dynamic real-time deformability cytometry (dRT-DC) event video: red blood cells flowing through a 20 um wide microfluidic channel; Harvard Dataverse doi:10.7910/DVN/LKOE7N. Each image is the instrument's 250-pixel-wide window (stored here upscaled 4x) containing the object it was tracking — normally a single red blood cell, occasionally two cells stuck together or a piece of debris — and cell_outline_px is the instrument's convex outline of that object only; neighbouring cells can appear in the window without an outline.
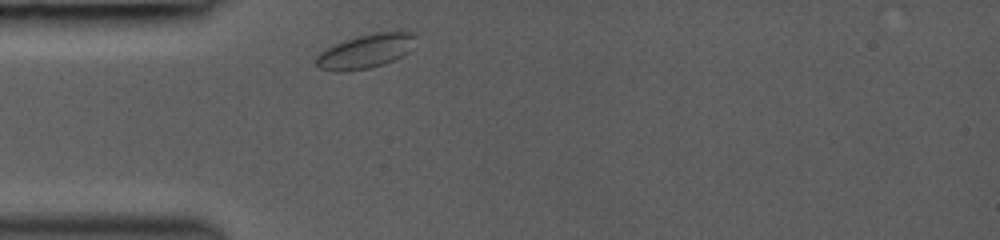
{"species": "common noctule bat (a hibernating species)", "species_latin": "Nyctalus noctula", "temperature_condition": "room temperature", "stored_images_in_passage": 5, "camera_frame_rate_fps": 3000, "um_per_image_px": 0.085, "animal": {"sex": "female", "body_mass_g": 19.0, "forearm_length_mm": 53.3}, "frame": {"image": 1, "passage_image": 1, "time_ms": 0.0, "image_size_px": [1000, 240], "cell_outline_px": [[416, 36], [408, 52], [404, 56], [384, 64], [368, 68], [344, 72], [336, 72], [320, 68], [316, 64], [316, 56], [320, 52], [344, 40], [376, 32], [396, 28], [416, 32]], "centroid_in_image_um": [31.16, 4.32], "position_along_channel_um": 53.8, "area_um2": 20.17}}